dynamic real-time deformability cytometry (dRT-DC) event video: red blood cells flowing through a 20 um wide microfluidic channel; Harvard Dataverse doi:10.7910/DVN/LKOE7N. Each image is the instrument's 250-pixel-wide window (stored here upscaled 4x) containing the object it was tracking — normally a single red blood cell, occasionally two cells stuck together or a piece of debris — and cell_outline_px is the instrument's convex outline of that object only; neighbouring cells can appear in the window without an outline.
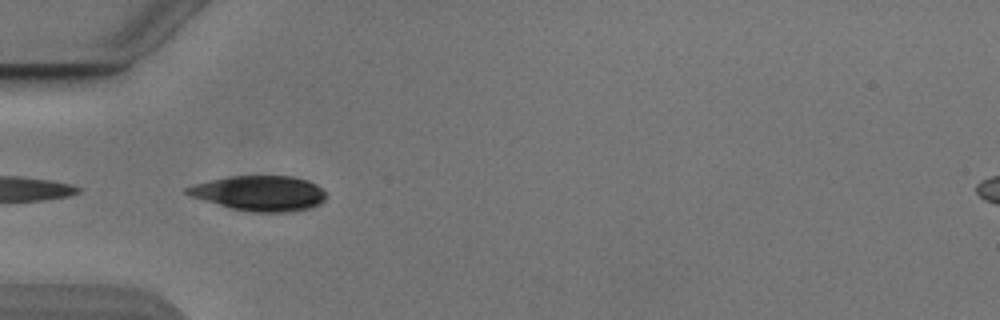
{"species": "Egyptian fruit bat (a non-hibernating species)", "species_latin": "Rousettus aegyptiacus", "temperature_condition": "cold", "stored_images_in_passage": 6, "camera_frame_rate_fps": 3000, "um_per_image_px": 0.085, "animal": {"sex": "male"}, "frame": {"image": 1, "passage_image": 4, "time_ms": 1.0, "image_size_px": [1000, 320], "cell_outline_px": [[324, 200], [320, 204], [312, 208], [292, 212], [252, 212], [232, 208], [192, 196], [184, 192], [184, 188], [192, 184], [228, 176], [292, 176], [308, 180], [316, 184], [324, 192]], "centroid_in_image_um": [22.08, 16.42], "position_along_channel_um": 62.9, "area_um2": 28.38}}